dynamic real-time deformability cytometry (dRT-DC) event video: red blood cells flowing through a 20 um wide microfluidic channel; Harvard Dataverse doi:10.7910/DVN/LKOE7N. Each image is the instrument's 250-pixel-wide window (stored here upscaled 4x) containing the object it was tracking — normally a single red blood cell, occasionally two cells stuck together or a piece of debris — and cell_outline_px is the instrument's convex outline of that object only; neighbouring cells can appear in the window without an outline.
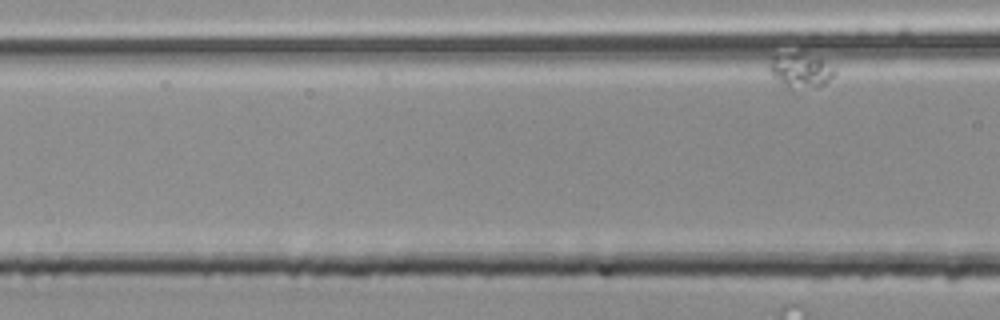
{"species": "common noctule bat (a hibernating species)", "species_latin": "Nyctalus noctula", "temperature_condition": "room temperature", "stored_images_in_passage": 4, "camera_frame_rate_fps": 3000, "um_per_image_px": 0.085, "animal": {"sex": "male", "body_mass_g": 20.4}, "frame": {"image": 1, "passage_image": 4, "time_ms": 1.0, "image_size_px": [1000, 320], "cell_outline_px": [[836, 72], [824, 84], [816, 88], [792, 92], [780, 84], [768, 72], [768, 64], [772, 56], [796, 52], [820, 60], [836, 68]], "centroid_in_image_um": [67.97, 6.07], "position_along_channel_um": 98.6, "area_um2": 13.53}}